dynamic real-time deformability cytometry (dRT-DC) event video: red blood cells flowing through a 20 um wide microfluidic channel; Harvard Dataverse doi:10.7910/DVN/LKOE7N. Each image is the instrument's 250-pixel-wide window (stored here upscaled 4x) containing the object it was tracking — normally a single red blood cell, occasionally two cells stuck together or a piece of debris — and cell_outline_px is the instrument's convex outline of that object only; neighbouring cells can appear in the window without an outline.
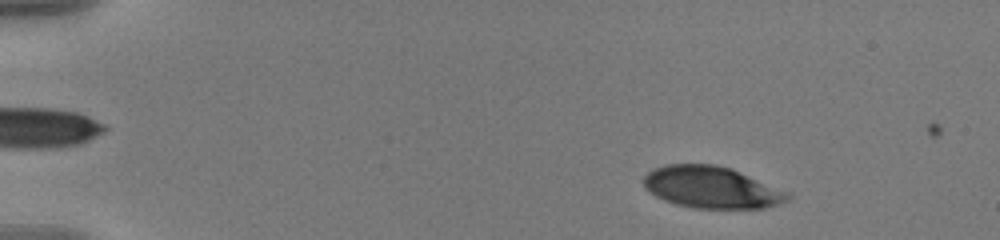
{"species": "human", "species_latin": "Homo sapiens", "temperature_condition": "warm", "stored_images_in_passage": 50, "camera_frame_rate_fps": 3000, "um_per_image_px": 0.085, "donor": {"sex": "male"}, "frame": {"image": 1, "passage_image": 1, "time_ms": 0.0, "image_size_px": [1000, 240], "cell_outline_px": [[792, 196], [788, 200], [780, 204], [764, 208], [692, 208], [676, 204], [664, 200], [656, 196], [644, 188], [644, 176], [652, 168], [664, 164], [716, 164], [740, 172], [788, 192]], "centroid_in_image_um": [60.45, 15.92], "position_along_channel_um": 24.5, "area_um2": 35.03}}
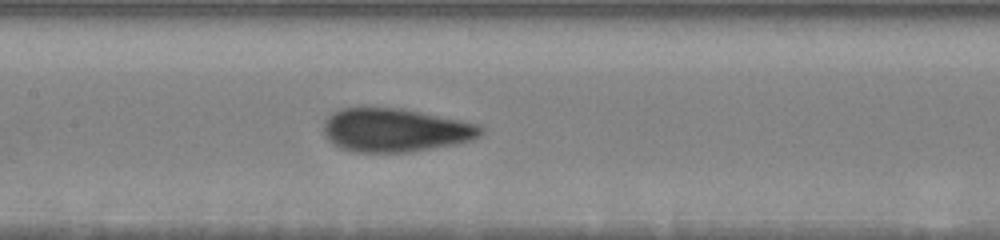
{"frame": {"image": 2, "passage_image": 22, "time_ms": 7.0, "image_size_px": [1000, 240], "cell_outline_px": [[484, 132], [480, 136], [472, 140], [456, 144], [412, 152], [352, 152], [340, 148], [328, 140], [324, 136], [324, 120], [332, 112], [340, 108], [400, 108], [480, 124], [484, 128]], "centroid_in_image_um": [33.6, 11.07], "position_along_channel_um": 173.8, "area_um2": 40.11}}
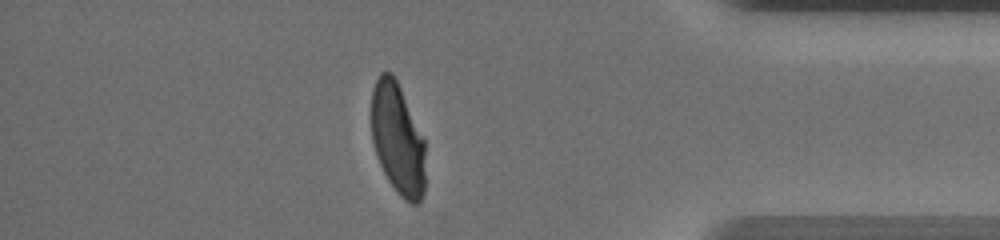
{"frame": {"image": 3, "passage_image": 43, "time_ms": 14.0, "image_size_px": [1000, 240], "cell_outline_px": [[424, 192], [420, 200], [416, 204], [412, 204], [404, 200], [400, 196], [388, 180], [380, 164], [372, 140], [372, 92], [376, 80], [380, 72], [392, 72], [424, 136]], "centroid_in_image_um": [33.81, 11.82], "position_along_channel_um": 401.4, "area_um2": 34.85}, "authors_computed_cell_mechanics": {"area_um2": 37.4544, "velocity_mm_per_s": 3.5963, "shape_relaxation_time_tau1_ms": 4.56, "shape_relaxation_time_tau2_ms": null, "deformation_change_tau1": 0.1875, "deformation_change_tau2": null}}